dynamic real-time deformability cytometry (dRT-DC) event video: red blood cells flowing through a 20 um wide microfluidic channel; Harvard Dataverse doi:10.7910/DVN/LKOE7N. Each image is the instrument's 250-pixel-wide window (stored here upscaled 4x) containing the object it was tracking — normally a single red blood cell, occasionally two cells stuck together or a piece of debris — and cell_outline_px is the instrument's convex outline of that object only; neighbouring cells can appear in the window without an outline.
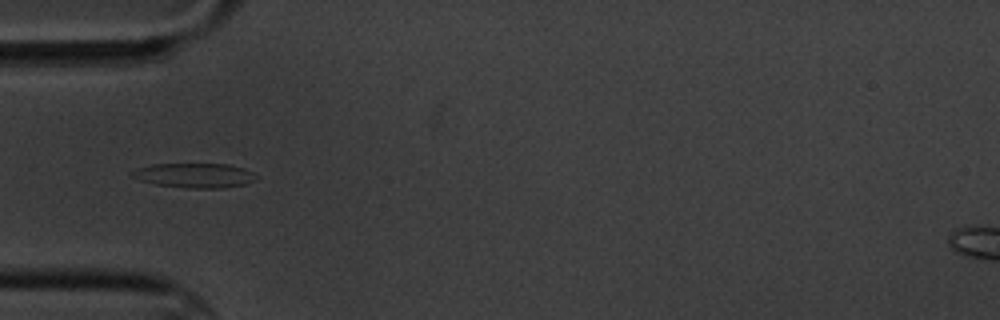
{"species": "common noctule bat (a hibernating species)", "species_latin": "Nyctalus noctula", "temperature_condition": "cold", "stored_images_in_passage": 5, "camera_frame_rate_fps": 3000, "um_per_image_px": 0.085, "animal": {"sex": "male", "body_mass_g": 20.1, "forearm_length_mm": 53.5}, "frame": {"image": 1, "passage_image": 3, "time_ms": 2.333, "image_size_px": [1000, 320], "cell_outline_px": [[260, 176], [256, 180], [244, 184], [220, 188], [188, 188], [156, 184], [140, 180], [128, 176], [128, 172], [136, 168], [152, 164], [228, 164], [244, 168]], "centroid_in_image_um": [16.51, 14.9], "position_along_channel_um": 68.5, "area_um2": 17.98}}
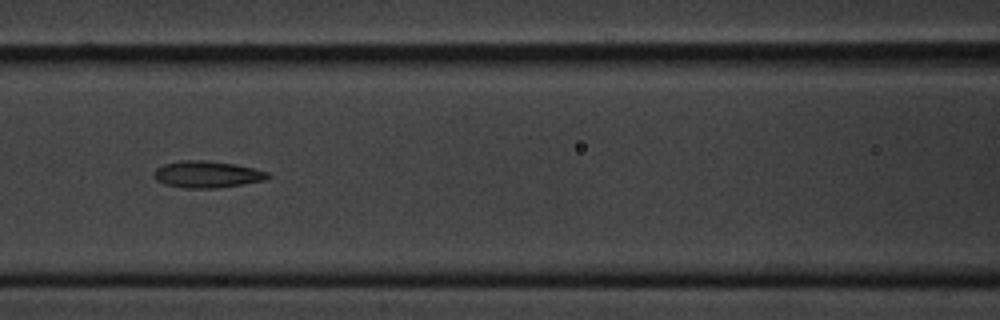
{"frame": {"image": 2, "passage_image": 5, "time_ms": 4.667, "image_size_px": [1000, 320], "cell_outline_px": [[272, 176], [264, 180], [244, 184], [216, 188], [184, 188], [164, 184], [156, 180], [152, 176], [156, 168], [164, 164], [184, 160], [204, 160], [236, 164], [268, 172]], "centroid_in_image_um": [17.59, 14.82], "position_along_channel_um": 149.0, "area_um2": 17.8}}